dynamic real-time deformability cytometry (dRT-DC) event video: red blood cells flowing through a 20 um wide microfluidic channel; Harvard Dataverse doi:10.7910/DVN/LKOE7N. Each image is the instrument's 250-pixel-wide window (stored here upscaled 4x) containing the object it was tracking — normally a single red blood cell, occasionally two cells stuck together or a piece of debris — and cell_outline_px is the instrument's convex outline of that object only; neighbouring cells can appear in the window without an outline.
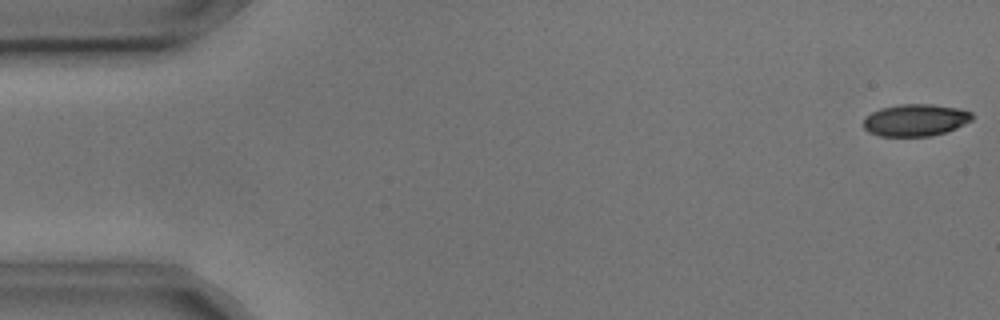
{"species": "common noctule bat (a hibernating species)", "species_latin": "Nyctalus noctula", "temperature_condition": "cold", "stored_images_in_passage": 5, "camera_frame_rate_fps": 3000, "um_per_image_px": 0.085, "animal": {"sex": "male", "body_mass_g": 17.9, "forearm_length_mm": 54.2}, "frame": {"image": 1, "passage_image": 1, "time_ms": 0.0, "image_size_px": [1000, 320], "cell_outline_px": [[972, 120], [956, 128], [932, 136], [880, 136], [868, 132], [864, 128], [864, 116], [880, 108], [900, 104], [932, 104], [960, 108], [972, 112]], "centroid_in_image_um": [77.8, 10.2], "position_along_channel_um": 7.2, "area_um2": 20.4}}